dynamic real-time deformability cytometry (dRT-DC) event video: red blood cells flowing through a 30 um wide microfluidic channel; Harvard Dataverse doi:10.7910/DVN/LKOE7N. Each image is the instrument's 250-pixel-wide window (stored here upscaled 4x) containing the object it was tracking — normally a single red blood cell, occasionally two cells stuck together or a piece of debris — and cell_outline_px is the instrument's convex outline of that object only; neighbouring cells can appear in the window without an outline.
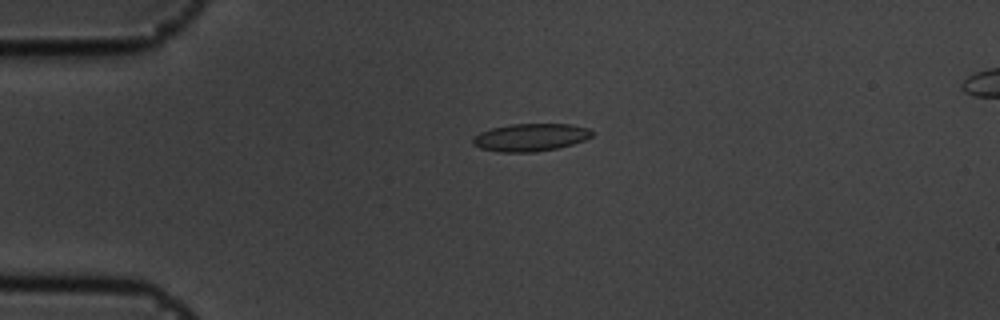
{"species": "common noctule bat (a hibernating species)", "species_latin": "Nyctalus noctula", "temperature_condition": "cold", "stored_images_in_passage": 45, "camera_frame_rate_fps": 3000, "um_per_image_px": 0.085, "animal": {"sex": "male", "body_mass_g": 19.5, "forearm_length_mm": 54.6}, "frame": {"image": 1, "passage_image": 3, "time_ms": 0.667, "image_size_px": [1000, 320], "cell_outline_px": [[592, 136], [584, 140], [572, 144], [556, 148], [536, 152], [500, 152], [480, 148], [472, 144], [472, 136], [480, 132], [492, 128], [512, 124], [568, 124], [588, 128], [592, 132]], "centroid_in_image_um": [45.05, 11.68], "position_along_channel_um": 40.0, "area_um2": 19.13}}
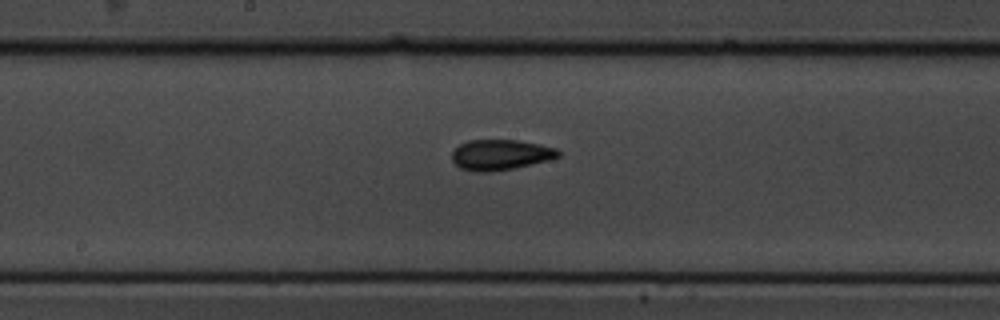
{"frame": {"image": 2, "passage_image": 19, "time_ms": 6.0, "image_size_px": [1000, 320], "cell_outline_px": [[560, 156], [548, 160], [512, 168], [492, 172], [476, 172], [460, 168], [452, 160], [452, 152], [460, 144], [468, 140], [516, 140], [540, 144], [556, 148], [560, 152]], "centroid_in_image_um": [42.53, 13.15], "position_along_channel_um": 205.7, "area_um2": 18.79}}
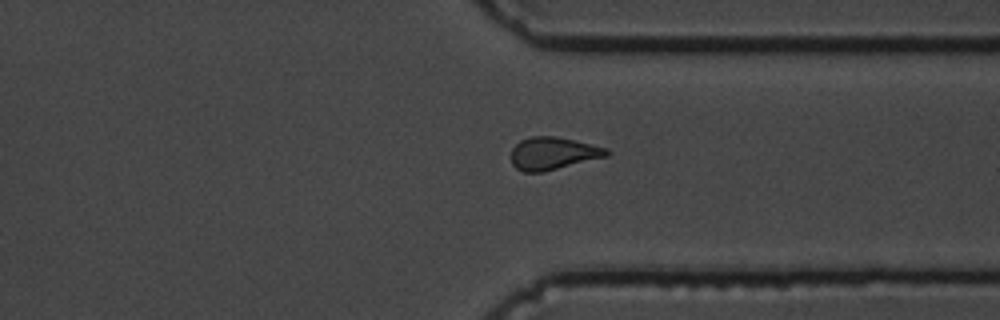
{"frame": {"image": 3, "passage_image": 32, "time_ms": 10.333, "image_size_px": [1000, 320], "cell_outline_px": [[608, 156], [544, 172], [524, 172], [516, 168], [512, 164], [512, 148], [520, 140], [532, 136], [556, 136], [608, 148]], "centroid_in_image_um": [47.0, 13.04], "position_along_channel_um": 364.4, "area_um2": 18.09}, "authors_computed_cell_mechanics": {"area_um2": 17.918, "velocity_mm_per_s": 3.6718, "shape_relaxation_time_tau1_ms": 4.9983, "shape_relaxation_time_tau2_ms": 2.6787, "deformation_change_tau1": 0.142, "deformation_change_tau2": 0.0909}}